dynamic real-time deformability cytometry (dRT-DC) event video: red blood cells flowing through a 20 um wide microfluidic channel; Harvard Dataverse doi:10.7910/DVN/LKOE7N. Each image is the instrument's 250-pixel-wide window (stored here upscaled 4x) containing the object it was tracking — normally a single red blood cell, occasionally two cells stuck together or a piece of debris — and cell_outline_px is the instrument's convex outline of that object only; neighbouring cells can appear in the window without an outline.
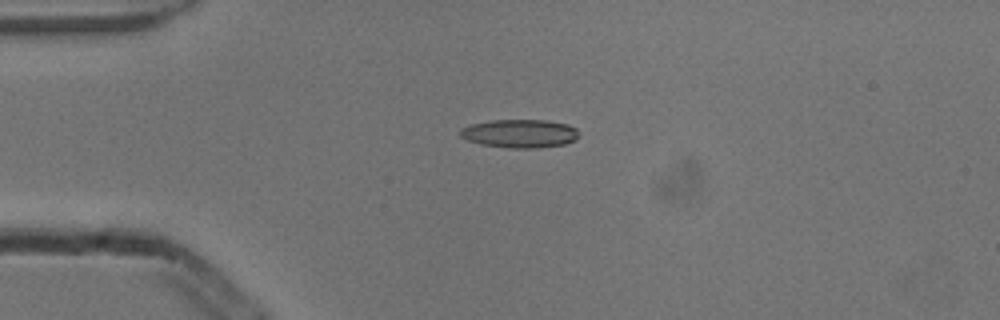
{"species": "common noctule bat (a hibernating species)", "species_latin": "Nyctalus noctula", "temperature_condition": "cold", "stored_images_in_passage": 3, "camera_frame_rate_fps": 3000, "um_per_image_px": 0.085, "animal": {"sex": "male", "body_mass_g": 13.3}, "frame": {"image": 1, "passage_image": 3, "time_ms": 0.667, "image_size_px": [1000, 320], "cell_outline_px": [[580, 136], [576, 140], [564, 144], [536, 148], [508, 148], [480, 144], [468, 140], [460, 136], [460, 128], [472, 124], [488, 120], [544, 120], [568, 124], [576, 128], [580, 132]], "centroid_in_image_um": [44.21, 11.35], "position_along_channel_um": 40.8, "area_um2": 19.83}}